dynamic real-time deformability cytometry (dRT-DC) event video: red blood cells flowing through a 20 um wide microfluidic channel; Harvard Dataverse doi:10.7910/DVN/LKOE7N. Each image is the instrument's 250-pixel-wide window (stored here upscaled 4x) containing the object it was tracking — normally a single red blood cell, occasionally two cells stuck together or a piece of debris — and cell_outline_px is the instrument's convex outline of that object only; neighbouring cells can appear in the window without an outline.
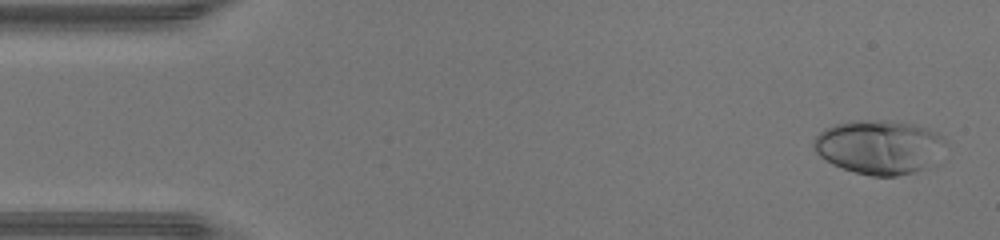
{"species": "human", "species_latin": "Homo sapiens", "temperature_condition": "warm", "stored_images_in_passage": 46, "camera_frame_rate_fps": 3000, "um_per_image_px": 0.085, "donor": {"sex": "male"}, "frame": {"image": 1, "passage_image": 2, "time_ms": 0.333, "image_size_px": [1000, 240], "cell_outline_px": [[944, 144], [920, 168], [912, 172], [896, 176], [872, 176], [856, 172], [832, 164], [824, 160], [816, 152], [812, 144], [812, 140], [824, 128], [836, 124], [852, 120], [888, 120], [912, 124], [936, 132], [944, 136]], "centroid_in_image_um": [74.59, 12.46], "position_along_channel_um": 10.4, "area_um2": 40.46}}
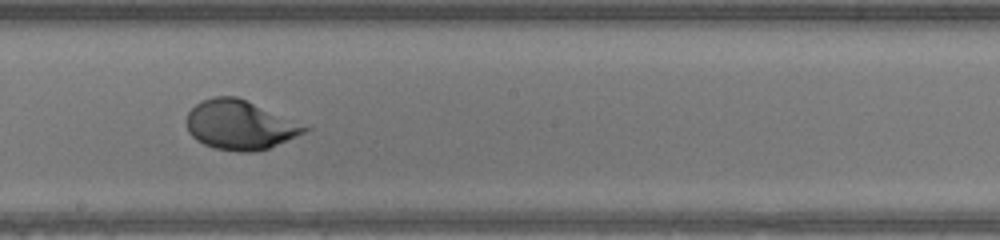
{"frame": {"image": 2, "passage_image": 25, "time_ms": 8.0, "image_size_px": [1000, 240], "cell_outline_px": [[312, 128], [304, 132], [268, 148], [252, 152], [236, 152], [216, 148], [204, 144], [196, 140], [188, 132], [188, 112], [196, 104], [204, 100], [216, 96], [236, 96]], "centroid_in_image_um": [20.36, 10.63], "position_along_channel_um": 227.8, "area_um2": 33.23}}
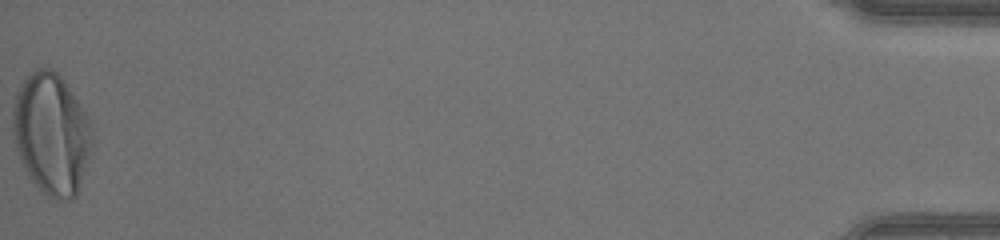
{"frame": {"image": 3, "passage_image": 46, "time_ms": 15.0, "image_size_px": [1000, 240], "cell_outline_px": [[92, 152], [76, 196], [72, 200], [56, 200], [48, 196], [28, 176], [20, 160], [16, 148], [12, 128], [12, 112], [16, 92], [24, 80], [36, 68], [52, 68], [60, 76], [84, 112], [92, 128]], "centroid_in_image_um": [4.37, 11.41], "position_along_channel_um": 430.8, "area_um2": 55.83}, "authors_computed_cell_mechanics": {"area_um2": 36.1828, "velocity_mm_per_s": 4.4933, "shape_relaxation_time_tau1_ms": 3.2478, "shape_relaxation_time_tau2_ms": null, "deformation_change_tau1": 0.2357, "deformation_change_tau2": null}}